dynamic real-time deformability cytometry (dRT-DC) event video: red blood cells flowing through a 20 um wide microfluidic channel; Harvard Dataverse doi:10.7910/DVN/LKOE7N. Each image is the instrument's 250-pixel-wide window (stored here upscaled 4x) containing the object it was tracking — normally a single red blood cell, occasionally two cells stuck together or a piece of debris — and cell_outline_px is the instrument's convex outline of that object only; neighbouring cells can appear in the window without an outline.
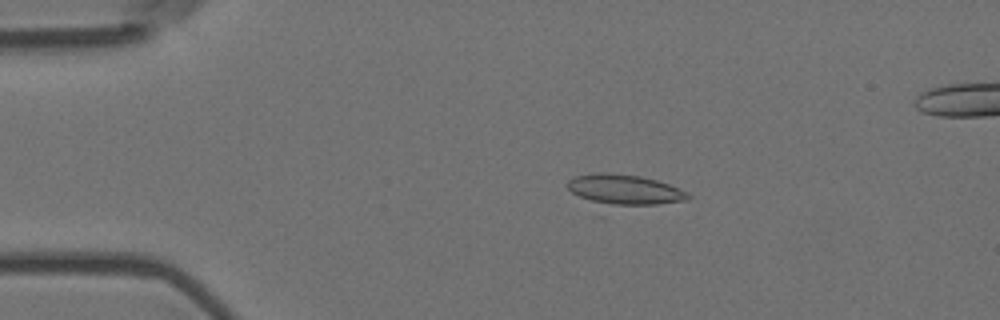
{"species": "Egyptian fruit bat (a non-hibernating species)", "species_latin": "Rousettus aegyptiacus", "temperature_condition": "room temperature", "stored_images_in_passage": 56, "segment_of_instrument_passage": [1, 2], "camera_frame_rate_fps": 3000, "um_per_image_px": 0.085, "animal": {"sex": "female"}, "frame": {"image": 1, "passage_image": 11, "time_ms": 3.333, "image_size_px": [1000, 320], "cell_outline_px": [[692, 196], [688, 200], [604, 220], [572, 192], [564, 184], [568, 180], [576, 176], [592, 172], [608, 172], [640, 176], [656, 180], [668, 184], [688, 192]], "centroid_in_image_um": [52.97, 16.43], "position_along_channel_um": 32.0, "area_um2": 26.76}}
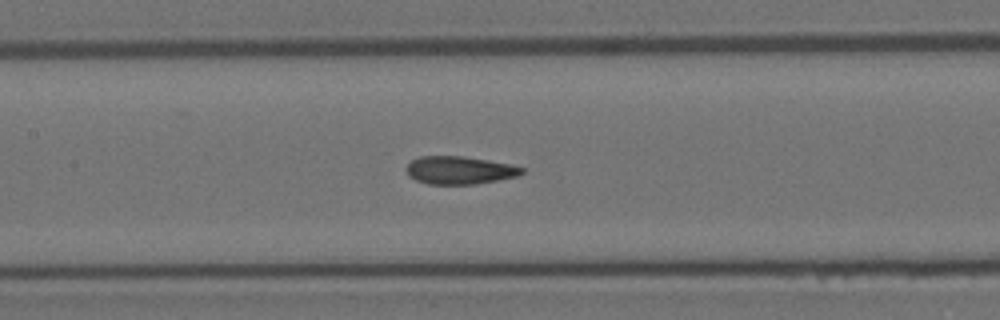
{"frame": {"image": 2, "passage_image": 26, "time_ms": 8.333, "image_size_px": [1000, 320], "cell_outline_px": [[524, 172], [516, 176], [476, 184], [428, 184], [416, 180], [408, 176], [404, 168], [412, 160], [420, 156], [464, 156], [512, 164], [524, 168]], "centroid_in_image_um": [39.03, 14.46], "position_along_channel_um": 168.4, "area_um2": 18.84}}
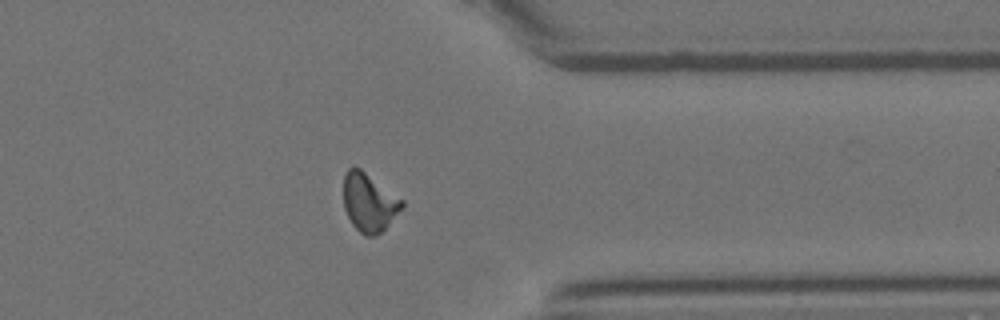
{"frame": {"image": 3, "passage_image": 44, "time_ms": 14.333, "image_size_px": [1000, 320], "cell_outline_px": [[404, 204], [384, 228], [376, 236], [364, 236], [352, 224], [344, 208], [344, 176], [348, 168], [360, 168], [404, 200]], "centroid_in_image_um": [31.35, 17.2], "position_along_channel_um": 380.0, "area_um2": 19.48}}